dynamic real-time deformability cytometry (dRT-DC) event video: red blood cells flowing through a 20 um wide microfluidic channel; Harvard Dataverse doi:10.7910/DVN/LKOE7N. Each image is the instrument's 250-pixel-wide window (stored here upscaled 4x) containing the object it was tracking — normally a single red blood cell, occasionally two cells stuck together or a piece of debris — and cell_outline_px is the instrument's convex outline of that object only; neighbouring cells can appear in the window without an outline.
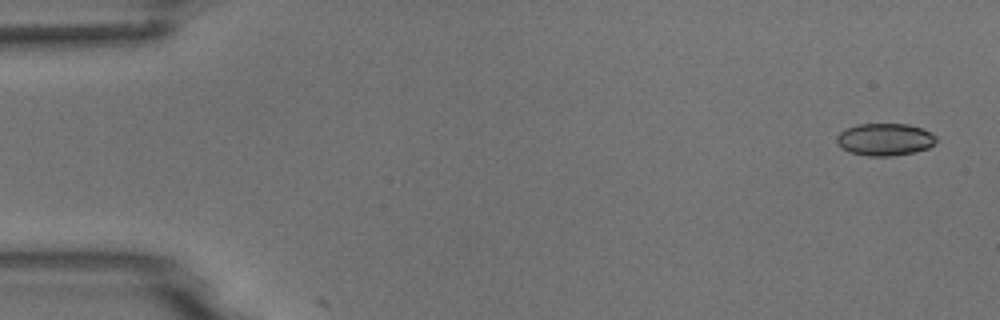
{"species": "common noctule bat (a hibernating species)", "species_latin": "Nyctalus noctula", "temperature_condition": "room temperature", "stored_images_in_passage": 5, "camera_frame_rate_fps": 3000, "um_per_image_px": 0.085, "animal": {"sex": "male", "body_mass_g": 18.8}, "frame": {"image": 1, "passage_image": 1, "time_ms": 0.0, "image_size_px": [1000, 320], "cell_outline_px": [[936, 140], [928, 148], [916, 152], [892, 156], [868, 156], [852, 152], [840, 148], [836, 140], [836, 136], [840, 132], [856, 124], [908, 124], [932, 132], [936, 136]], "centroid_in_image_um": [75.21, 11.85], "position_along_channel_um": 9.8, "area_um2": 18.73}}
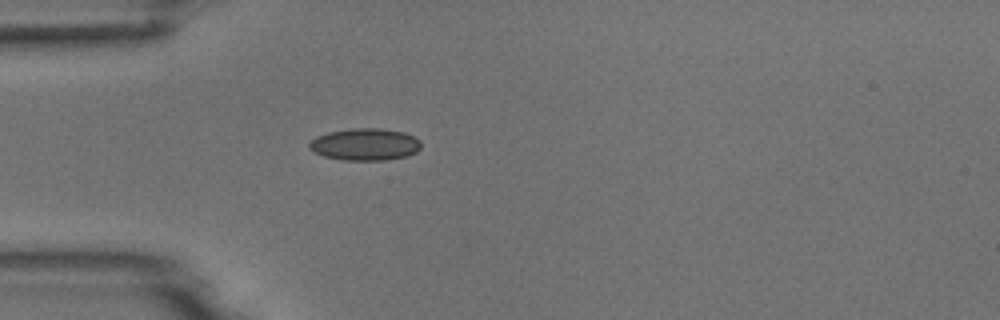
{"frame": {"image": 2, "passage_image": 5, "time_ms": 4.333, "image_size_px": [1000, 320], "cell_outline_px": [[420, 148], [416, 152], [404, 156], [384, 160], [344, 160], [324, 156], [308, 148], [308, 144], [316, 136], [328, 132], [352, 128], [380, 128], [404, 132], [420, 140]], "centroid_in_image_um": [31.01, 12.26], "position_along_channel_um": 54.0, "area_um2": 20.75}}